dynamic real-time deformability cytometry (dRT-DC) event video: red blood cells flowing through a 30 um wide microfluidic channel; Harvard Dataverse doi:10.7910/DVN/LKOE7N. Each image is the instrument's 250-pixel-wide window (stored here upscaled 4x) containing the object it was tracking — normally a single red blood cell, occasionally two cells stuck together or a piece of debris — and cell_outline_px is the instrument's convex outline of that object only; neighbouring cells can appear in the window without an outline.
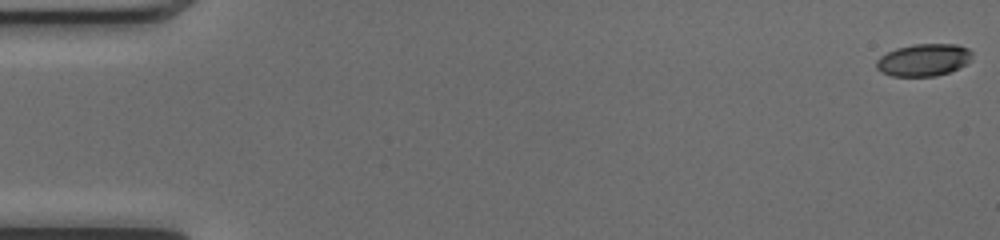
{"species": "common noctule bat (a hibernating species)", "species_latin": "Nyctalus noctula", "temperature_condition": "cold", "stored_images_in_passage": 51, "camera_frame_rate_fps": 3000, "um_per_image_px": 0.085, "animal": {"sex": "female", "body_mass_g": 17.0, "forearm_length_mm": 48.0}, "frame": {"image": 1, "passage_image": 1, "time_ms": 0.0, "image_size_px": [1000, 240], "cell_outline_px": [[972, 60], [960, 68], [936, 76], [892, 76], [880, 72], [876, 68], [876, 60], [880, 56], [896, 48], [912, 44], [956, 44], [968, 48], [972, 52]], "centroid_in_image_um": [78.51, 5.09], "position_along_channel_um": 6.5, "area_um2": 18.21}}
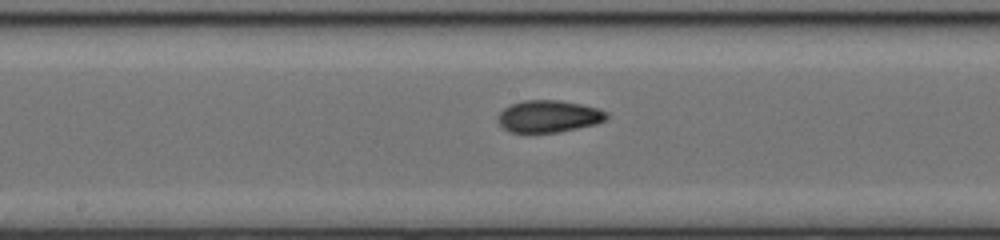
{"frame": {"image": 2, "passage_image": 27, "time_ms": 8.667, "image_size_px": [1000, 240], "cell_outline_px": [[608, 116], [604, 120], [596, 124], [560, 132], [512, 132], [504, 128], [500, 124], [500, 112], [504, 108], [512, 104], [524, 100], [560, 100], [600, 108], [608, 112]], "centroid_in_image_um": [46.69, 9.88], "position_along_channel_um": 201.5, "area_um2": 20.11}}
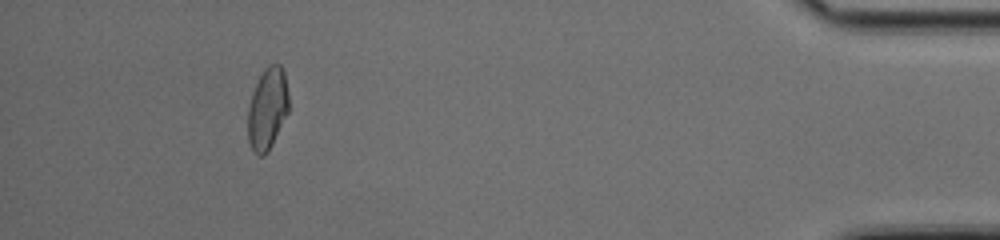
{"frame": {"image": 3, "passage_image": 47, "time_ms": 15.333, "image_size_px": [1000, 240], "cell_outline_px": [[288, 112], [268, 152], [264, 156], [256, 156], [252, 152], [248, 140], [248, 108], [252, 92], [264, 68], [268, 64], [280, 64], [284, 72], [288, 92]], "centroid_in_image_um": [22.72, 9.27], "position_along_channel_um": 412.5, "area_um2": 19.59}, "authors_computed_cell_mechanics": {"area_um2": 19.7098, "velocity_mm_per_s": 4.1227, "shape_relaxation_time_tau1_ms": 4.607, "shape_relaxation_time_tau2_ms": 1.6258, "deformation_change_tau1": 0.1486, "deformation_change_tau2": 0.0626}}